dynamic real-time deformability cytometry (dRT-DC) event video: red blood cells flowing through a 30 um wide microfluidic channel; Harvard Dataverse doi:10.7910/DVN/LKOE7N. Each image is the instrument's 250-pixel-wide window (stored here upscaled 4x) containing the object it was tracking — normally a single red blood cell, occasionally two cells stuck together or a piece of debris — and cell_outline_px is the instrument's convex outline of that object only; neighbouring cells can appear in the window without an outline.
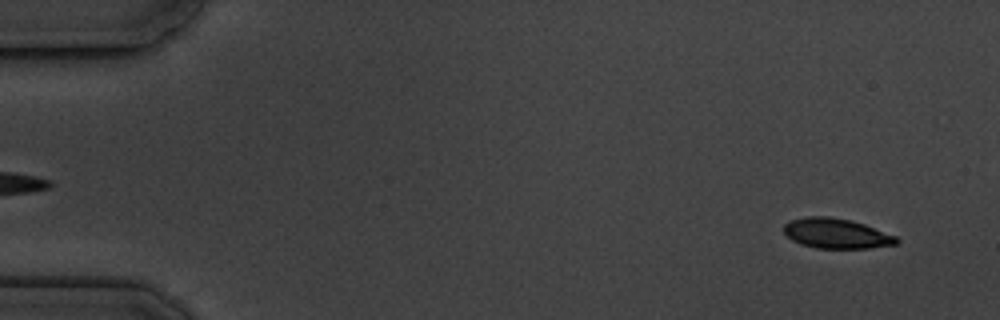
{"species": "common noctule bat (a hibernating species)", "species_latin": "Nyctalus noctula", "temperature_condition": "cold", "stored_images_in_passage": 17, "camera_frame_rate_fps": 3000, "um_per_image_px": 0.085, "animal": {"sex": "male", "body_mass_g": 19.5, "forearm_length_mm": 54.6}, "frame": {"image": 1, "passage_image": 1, "time_ms": 0.0, "image_size_px": [1000, 320], "cell_outline_px": [[900, 240], [896, 244], [868, 248], [816, 248], [800, 244], [792, 240], [784, 232], [784, 224], [792, 220], [808, 216], [828, 216], [852, 220], [864, 224], [896, 236]], "centroid_in_image_um": [71.09, 19.84], "position_along_channel_um": 13.9, "area_um2": 19.65}}
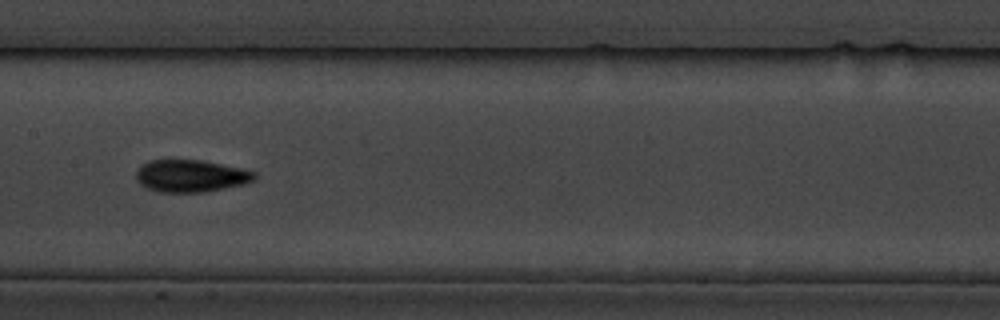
{"frame": {"image": 2, "passage_image": 8, "time_ms": 8.333, "image_size_px": [1000, 320], "cell_outline_px": [[256, 180], [244, 184], [204, 192], [160, 192], [148, 188], [140, 184], [136, 180], [136, 172], [148, 160], [200, 160], [244, 168], [256, 172]], "centroid_in_image_um": [16.26, 14.95], "position_along_channel_um": 191.1, "area_um2": 22.25}}
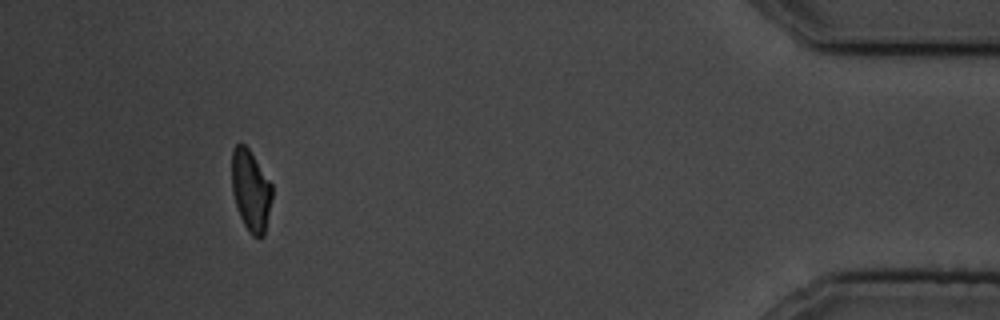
{"frame": {"image": 3, "passage_image": 15, "time_ms": 16.333, "image_size_px": [1000, 320], "cell_outline_px": [[272, 200], [264, 236], [252, 236], [248, 232], [240, 216], [232, 192], [232, 148], [236, 144], [244, 144], [248, 148], [272, 184]], "centroid_in_image_um": [21.32, 16.2], "position_along_channel_um": 413.9, "area_um2": 19.02}, "authors_computed_cell_mechanics": {"area_um2": 20.519, "velocity_mm_per_s": 3.5386, "shape_relaxation_time_tau1_ms": 1.4706, "shape_relaxation_time_tau2_ms": null, "deformation_change_tau1": 0.0867, "deformation_change_tau2": null}}